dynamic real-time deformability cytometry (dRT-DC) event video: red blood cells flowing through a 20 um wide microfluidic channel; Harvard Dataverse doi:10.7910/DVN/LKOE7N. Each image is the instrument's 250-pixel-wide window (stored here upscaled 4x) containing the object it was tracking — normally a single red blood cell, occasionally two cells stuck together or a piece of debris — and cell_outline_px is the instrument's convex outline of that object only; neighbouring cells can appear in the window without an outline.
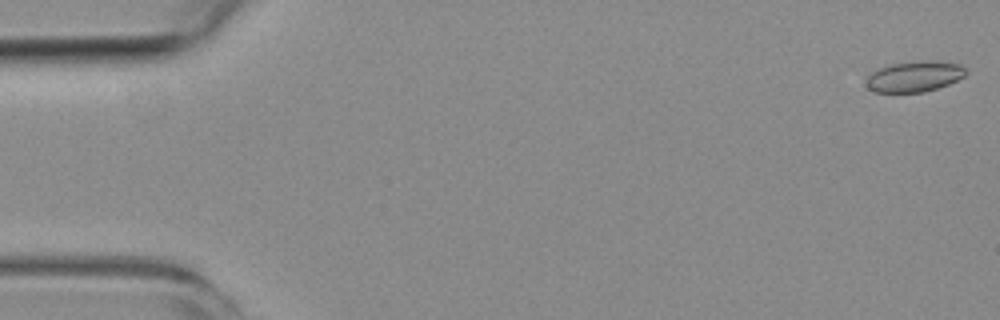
{"species": "common noctule bat (a hibernating species)", "species_latin": "Nyctalus noctula", "temperature_condition": "room temperature", "stored_images_in_passage": 6, "camera_frame_rate_fps": 3000, "um_per_image_px": 0.085, "animal": {"sex": "female", "body_mass_g": 19.3, "forearm_length_mm": 54.1}, "frame": {"image": 1, "passage_image": 1, "time_ms": 0.0, "image_size_px": [1000, 320], "cell_outline_px": [[968, 72], [964, 76], [948, 84], [924, 92], [876, 92], [868, 88], [864, 80], [872, 72], [880, 68], [892, 64], [960, 64]], "centroid_in_image_um": [77.65, 6.57], "position_along_channel_um": 7.3, "area_um2": 16.65}}